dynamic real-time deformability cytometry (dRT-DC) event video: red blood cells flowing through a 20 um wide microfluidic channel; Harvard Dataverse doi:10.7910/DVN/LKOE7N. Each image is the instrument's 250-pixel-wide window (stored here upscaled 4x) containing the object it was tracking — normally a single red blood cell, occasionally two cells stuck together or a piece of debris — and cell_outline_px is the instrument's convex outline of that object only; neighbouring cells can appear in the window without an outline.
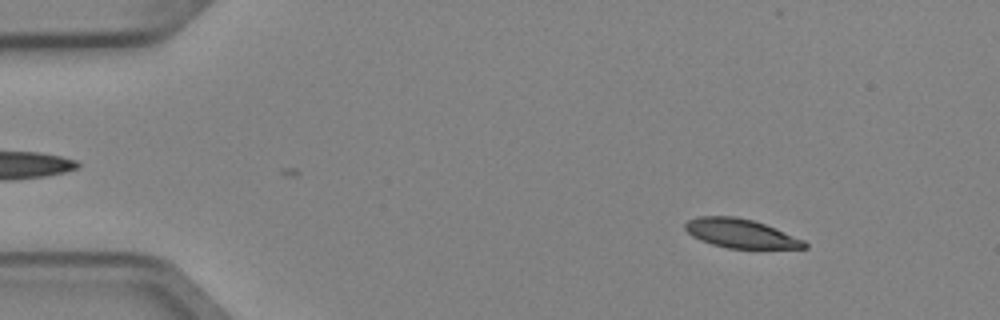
{"species": "Egyptian fruit bat (a non-hibernating species)", "species_latin": "Rousettus aegyptiacus", "temperature_condition": "cold", "stored_images_in_passage": 5, "camera_frame_rate_fps": 3000, "um_per_image_px": 0.085, "animal": {"sex": "female"}, "frame": {"image": 1, "passage_image": 1, "time_ms": 0.0, "image_size_px": [1000, 320], "cell_outline_px": [[808, 248], [728, 248], [712, 244], [700, 240], [692, 236], [684, 228], [684, 224], [688, 220], [700, 216], [736, 216], [752, 220], [776, 228], [804, 240], [808, 244]], "centroid_in_image_um": [62.95, 19.84], "position_along_channel_um": 22.0, "area_um2": 20.06}}
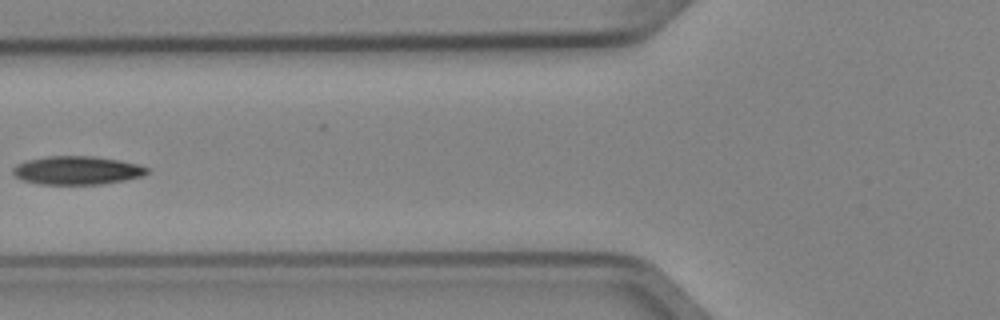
{"frame": {"image": 2, "passage_image": 5, "time_ms": 1.333, "image_size_px": [1000, 320], "cell_outline_px": [[148, 172], [140, 176], [124, 180], [100, 184], [40, 184], [24, 180], [16, 176], [12, 172], [12, 168], [16, 164], [28, 160], [44, 156], [92, 156], [120, 160], [136, 164], [148, 168]], "centroid_in_image_um": [6.51, 14.47], "position_along_channel_um": 119.3, "area_um2": 22.02}}